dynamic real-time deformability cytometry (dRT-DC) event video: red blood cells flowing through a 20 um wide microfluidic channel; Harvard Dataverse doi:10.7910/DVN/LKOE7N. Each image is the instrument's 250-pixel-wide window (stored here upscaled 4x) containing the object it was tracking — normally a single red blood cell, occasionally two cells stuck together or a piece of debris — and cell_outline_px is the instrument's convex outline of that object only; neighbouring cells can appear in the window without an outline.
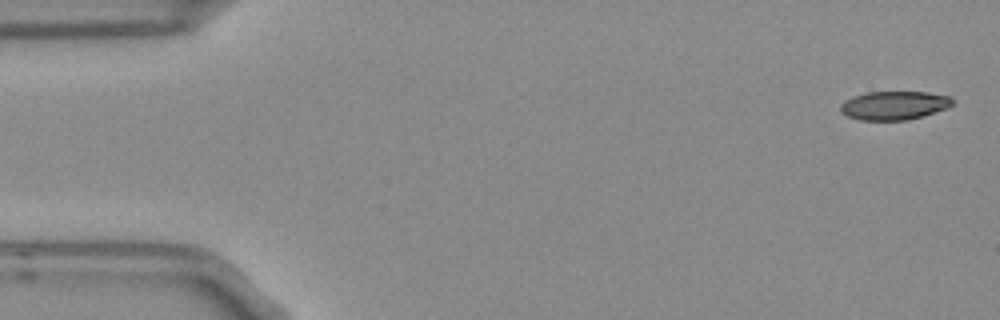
{"species": "Egyptian fruit bat (a non-hibernating species)", "species_latin": "Rousettus aegyptiacus", "temperature_condition": "room temperature", "stored_images_in_passage": 4, "camera_frame_rate_fps": 3000, "um_per_image_px": 0.085, "frame": {"image": 1, "passage_image": 1, "time_ms": 0.0, "image_size_px": [1000, 320], "cell_outline_px": [[956, 100], [952, 104], [944, 108], [908, 120], [860, 120], [848, 116], [840, 112], [840, 104], [844, 100], [852, 96], [868, 92], [928, 92], [952, 96]], "centroid_in_image_um": [75.97, 8.95], "position_along_channel_um": 9.0, "area_um2": 18.67}}